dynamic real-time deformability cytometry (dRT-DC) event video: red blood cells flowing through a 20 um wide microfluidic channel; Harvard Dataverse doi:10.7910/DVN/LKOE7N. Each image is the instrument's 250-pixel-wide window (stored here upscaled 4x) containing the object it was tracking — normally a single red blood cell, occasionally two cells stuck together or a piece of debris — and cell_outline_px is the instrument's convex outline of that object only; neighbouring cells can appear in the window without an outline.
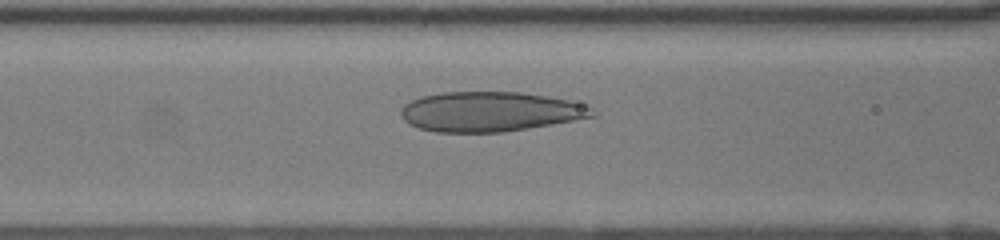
{"species": "human", "species_latin": "Homo sapiens", "temperature_condition": "room temperature", "stored_images_in_passage": 47, "camera_frame_rate_fps": 3000, "um_per_image_px": 0.085, "donor": {"sex": "female"}, "frame": {"image": 1, "passage_image": 19, "time_ms": 6.0, "image_size_px": [1000, 240], "cell_outline_px": [[596, 116], [528, 128], [504, 132], [436, 132], [420, 128], [408, 124], [400, 116], [400, 108], [404, 104], [412, 100], [424, 96], [444, 92], [520, 92], [572, 100], [592, 108], [596, 112]], "centroid_in_image_um": [41.64, 9.49], "position_along_channel_um": 125.0, "area_um2": 44.39}}
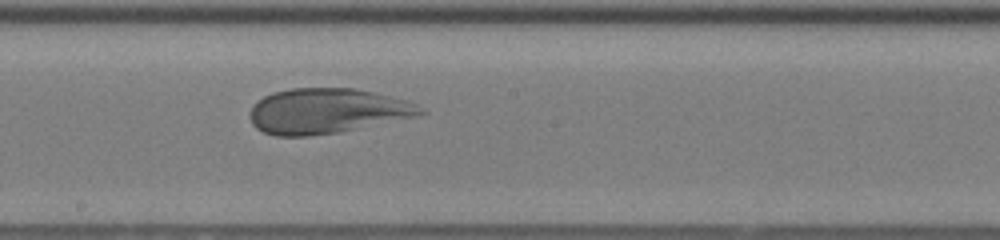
{"frame": {"image": 2, "passage_image": 26, "time_ms": 8.333, "image_size_px": [1000, 240], "cell_outline_px": [[428, 112], [420, 116], [340, 132], [308, 136], [276, 136], [264, 132], [256, 128], [252, 124], [252, 108], [264, 96], [272, 92], [292, 88], [356, 88], [408, 100], [424, 108]], "centroid_in_image_um": [27.87, 9.43], "position_along_channel_um": 220.3, "area_um2": 44.97}}
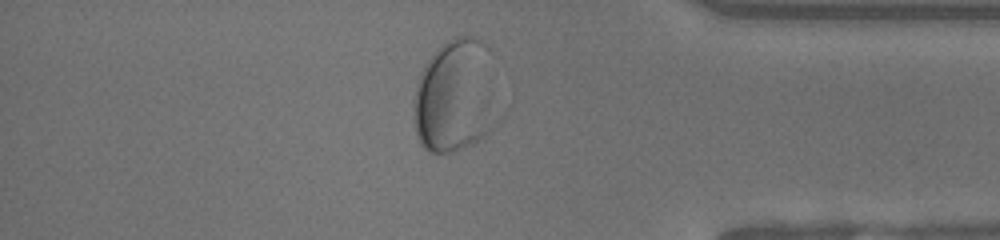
{"frame": {"image": 3, "passage_image": 40, "time_ms": 13.0, "image_size_px": [1000, 240], "cell_outline_px": [[492, 128], [484, 136], [472, 144], [448, 152], [432, 152], [424, 148], [416, 132], [412, 104], [412, 100], [416, 84], [428, 60], [436, 48], [452, 36], [472, 36], [484, 44], [488, 48]], "centroid_in_image_um": [38.57, 8.16], "position_along_channel_um": 396.6, "area_um2": 53.75}}